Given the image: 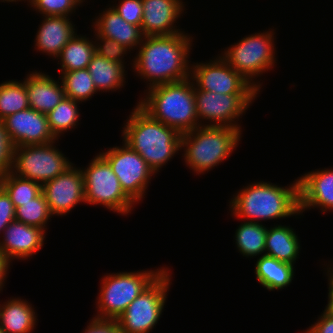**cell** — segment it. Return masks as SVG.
Here are the masks:
<instances>
[{
    "label": "cell",
    "mask_w": 333,
    "mask_h": 333,
    "mask_svg": "<svg viewBox=\"0 0 333 333\" xmlns=\"http://www.w3.org/2000/svg\"><path fill=\"white\" fill-rule=\"evenodd\" d=\"M13 266L7 261L6 257L0 251V294L3 295V291L6 290L8 285L9 274L12 272Z\"/></svg>",
    "instance_id": "obj_41"
},
{
    "label": "cell",
    "mask_w": 333,
    "mask_h": 333,
    "mask_svg": "<svg viewBox=\"0 0 333 333\" xmlns=\"http://www.w3.org/2000/svg\"><path fill=\"white\" fill-rule=\"evenodd\" d=\"M313 318L311 324L300 333H333V316L320 311V314Z\"/></svg>",
    "instance_id": "obj_40"
},
{
    "label": "cell",
    "mask_w": 333,
    "mask_h": 333,
    "mask_svg": "<svg viewBox=\"0 0 333 333\" xmlns=\"http://www.w3.org/2000/svg\"><path fill=\"white\" fill-rule=\"evenodd\" d=\"M254 261V278L267 292H280L293 284L297 278V267L273 257L263 255Z\"/></svg>",
    "instance_id": "obj_25"
},
{
    "label": "cell",
    "mask_w": 333,
    "mask_h": 333,
    "mask_svg": "<svg viewBox=\"0 0 333 333\" xmlns=\"http://www.w3.org/2000/svg\"><path fill=\"white\" fill-rule=\"evenodd\" d=\"M61 141L13 147L11 172L41 185L64 173L75 161L59 148Z\"/></svg>",
    "instance_id": "obj_11"
},
{
    "label": "cell",
    "mask_w": 333,
    "mask_h": 333,
    "mask_svg": "<svg viewBox=\"0 0 333 333\" xmlns=\"http://www.w3.org/2000/svg\"><path fill=\"white\" fill-rule=\"evenodd\" d=\"M15 220V207L7 192L0 186V238L6 227Z\"/></svg>",
    "instance_id": "obj_37"
},
{
    "label": "cell",
    "mask_w": 333,
    "mask_h": 333,
    "mask_svg": "<svg viewBox=\"0 0 333 333\" xmlns=\"http://www.w3.org/2000/svg\"><path fill=\"white\" fill-rule=\"evenodd\" d=\"M108 4L127 23L140 26L143 19L142 0H107Z\"/></svg>",
    "instance_id": "obj_35"
},
{
    "label": "cell",
    "mask_w": 333,
    "mask_h": 333,
    "mask_svg": "<svg viewBox=\"0 0 333 333\" xmlns=\"http://www.w3.org/2000/svg\"><path fill=\"white\" fill-rule=\"evenodd\" d=\"M278 30L277 26L272 25L264 30L262 28L260 31L247 33L244 37L238 36L241 38L216 51L260 94L268 84V73L279 68Z\"/></svg>",
    "instance_id": "obj_4"
},
{
    "label": "cell",
    "mask_w": 333,
    "mask_h": 333,
    "mask_svg": "<svg viewBox=\"0 0 333 333\" xmlns=\"http://www.w3.org/2000/svg\"><path fill=\"white\" fill-rule=\"evenodd\" d=\"M192 60L190 78L199 90L220 94H260L218 53L205 61Z\"/></svg>",
    "instance_id": "obj_13"
},
{
    "label": "cell",
    "mask_w": 333,
    "mask_h": 333,
    "mask_svg": "<svg viewBox=\"0 0 333 333\" xmlns=\"http://www.w3.org/2000/svg\"><path fill=\"white\" fill-rule=\"evenodd\" d=\"M81 106H83L81 103L65 97L46 114L49 128L56 139L63 140L66 134L74 133V131L76 133V129L81 127L80 124H83L81 117H84Z\"/></svg>",
    "instance_id": "obj_28"
},
{
    "label": "cell",
    "mask_w": 333,
    "mask_h": 333,
    "mask_svg": "<svg viewBox=\"0 0 333 333\" xmlns=\"http://www.w3.org/2000/svg\"><path fill=\"white\" fill-rule=\"evenodd\" d=\"M318 261L320 264H318ZM317 264L319 265V269L322 272V278L326 279L327 286V296L325 301H327L325 307L322 308V311L328 315L333 316V267H331L324 259L320 258L317 260ZM324 276V277H323Z\"/></svg>",
    "instance_id": "obj_39"
},
{
    "label": "cell",
    "mask_w": 333,
    "mask_h": 333,
    "mask_svg": "<svg viewBox=\"0 0 333 333\" xmlns=\"http://www.w3.org/2000/svg\"><path fill=\"white\" fill-rule=\"evenodd\" d=\"M226 211L235 219L266 225L281 224L293 218L302 221L298 178L285 184L252 179L230 192ZM270 223V224H269Z\"/></svg>",
    "instance_id": "obj_2"
},
{
    "label": "cell",
    "mask_w": 333,
    "mask_h": 333,
    "mask_svg": "<svg viewBox=\"0 0 333 333\" xmlns=\"http://www.w3.org/2000/svg\"><path fill=\"white\" fill-rule=\"evenodd\" d=\"M13 146L9 140L3 121L0 120V177L12 169Z\"/></svg>",
    "instance_id": "obj_36"
},
{
    "label": "cell",
    "mask_w": 333,
    "mask_h": 333,
    "mask_svg": "<svg viewBox=\"0 0 333 333\" xmlns=\"http://www.w3.org/2000/svg\"><path fill=\"white\" fill-rule=\"evenodd\" d=\"M136 99L137 104L153 119L176 129L180 134L199 126L195 85L191 78L153 86Z\"/></svg>",
    "instance_id": "obj_6"
},
{
    "label": "cell",
    "mask_w": 333,
    "mask_h": 333,
    "mask_svg": "<svg viewBox=\"0 0 333 333\" xmlns=\"http://www.w3.org/2000/svg\"><path fill=\"white\" fill-rule=\"evenodd\" d=\"M29 108L28 94L25 88V78L0 81V120L8 115Z\"/></svg>",
    "instance_id": "obj_31"
},
{
    "label": "cell",
    "mask_w": 333,
    "mask_h": 333,
    "mask_svg": "<svg viewBox=\"0 0 333 333\" xmlns=\"http://www.w3.org/2000/svg\"><path fill=\"white\" fill-rule=\"evenodd\" d=\"M87 69L100 96L104 93L105 96L114 92L123 93L129 85L130 71L122 63L110 61L96 53L92 56Z\"/></svg>",
    "instance_id": "obj_24"
},
{
    "label": "cell",
    "mask_w": 333,
    "mask_h": 333,
    "mask_svg": "<svg viewBox=\"0 0 333 333\" xmlns=\"http://www.w3.org/2000/svg\"><path fill=\"white\" fill-rule=\"evenodd\" d=\"M297 178L300 213L333 214V165L303 172Z\"/></svg>",
    "instance_id": "obj_16"
},
{
    "label": "cell",
    "mask_w": 333,
    "mask_h": 333,
    "mask_svg": "<svg viewBox=\"0 0 333 333\" xmlns=\"http://www.w3.org/2000/svg\"><path fill=\"white\" fill-rule=\"evenodd\" d=\"M94 2L96 0H25L24 7H27L26 9L29 12L31 11V15L34 13L36 17L64 16L76 18L80 16L83 7L85 9L86 7L91 8L90 5L94 6Z\"/></svg>",
    "instance_id": "obj_29"
},
{
    "label": "cell",
    "mask_w": 333,
    "mask_h": 333,
    "mask_svg": "<svg viewBox=\"0 0 333 333\" xmlns=\"http://www.w3.org/2000/svg\"><path fill=\"white\" fill-rule=\"evenodd\" d=\"M244 136L236 128L198 126L181 134L182 165L194 177L210 174L235 155Z\"/></svg>",
    "instance_id": "obj_5"
},
{
    "label": "cell",
    "mask_w": 333,
    "mask_h": 333,
    "mask_svg": "<svg viewBox=\"0 0 333 333\" xmlns=\"http://www.w3.org/2000/svg\"><path fill=\"white\" fill-rule=\"evenodd\" d=\"M49 234L41 228L14 220L3 231L0 251L12 266L16 262H29L46 246Z\"/></svg>",
    "instance_id": "obj_17"
},
{
    "label": "cell",
    "mask_w": 333,
    "mask_h": 333,
    "mask_svg": "<svg viewBox=\"0 0 333 333\" xmlns=\"http://www.w3.org/2000/svg\"><path fill=\"white\" fill-rule=\"evenodd\" d=\"M47 71L32 66L24 74L29 107L43 114H48L66 97L58 75Z\"/></svg>",
    "instance_id": "obj_21"
},
{
    "label": "cell",
    "mask_w": 333,
    "mask_h": 333,
    "mask_svg": "<svg viewBox=\"0 0 333 333\" xmlns=\"http://www.w3.org/2000/svg\"><path fill=\"white\" fill-rule=\"evenodd\" d=\"M0 186L10 196L15 209L21 206V203L29 202L42 192L40 183L16 176L11 171L0 177Z\"/></svg>",
    "instance_id": "obj_33"
},
{
    "label": "cell",
    "mask_w": 333,
    "mask_h": 333,
    "mask_svg": "<svg viewBox=\"0 0 333 333\" xmlns=\"http://www.w3.org/2000/svg\"><path fill=\"white\" fill-rule=\"evenodd\" d=\"M131 108L121 124L120 139L159 176L176 156L181 159V134L153 119L137 102Z\"/></svg>",
    "instance_id": "obj_3"
},
{
    "label": "cell",
    "mask_w": 333,
    "mask_h": 333,
    "mask_svg": "<svg viewBox=\"0 0 333 333\" xmlns=\"http://www.w3.org/2000/svg\"><path fill=\"white\" fill-rule=\"evenodd\" d=\"M153 268L106 271L99 276L98 293L93 300V317L117 320L136 299L168 266ZM95 301V302H94Z\"/></svg>",
    "instance_id": "obj_7"
},
{
    "label": "cell",
    "mask_w": 333,
    "mask_h": 333,
    "mask_svg": "<svg viewBox=\"0 0 333 333\" xmlns=\"http://www.w3.org/2000/svg\"><path fill=\"white\" fill-rule=\"evenodd\" d=\"M31 49L54 63L67 42L79 31L75 18L64 16H38ZM76 21V23H75Z\"/></svg>",
    "instance_id": "obj_18"
},
{
    "label": "cell",
    "mask_w": 333,
    "mask_h": 333,
    "mask_svg": "<svg viewBox=\"0 0 333 333\" xmlns=\"http://www.w3.org/2000/svg\"><path fill=\"white\" fill-rule=\"evenodd\" d=\"M2 121L13 147L43 145L57 140L49 128L47 115L31 107L8 115Z\"/></svg>",
    "instance_id": "obj_19"
},
{
    "label": "cell",
    "mask_w": 333,
    "mask_h": 333,
    "mask_svg": "<svg viewBox=\"0 0 333 333\" xmlns=\"http://www.w3.org/2000/svg\"><path fill=\"white\" fill-rule=\"evenodd\" d=\"M95 53L100 57L122 63L129 71L133 64V53L116 40L108 39L92 31Z\"/></svg>",
    "instance_id": "obj_34"
},
{
    "label": "cell",
    "mask_w": 333,
    "mask_h": 333,
    "mask_svg": "<svg viewBox=\"0 0 333 333\" xmlns=\"http://www.w3.org/2000/svg\"><path fill=\"white\" fill-rule=\"evenodd\" d=\"M80 333H122L116 320L98 319L93 316L88 319Z\"/></svg>",
    "instance_id": "obj_38"
},
{
    "label": "cell",
    "mask_w": 333,
    "mask_h": 333,
    "mask_svg": "<svg viewBox=\"0 0 333 333\" xmlns=\"http://www.w3.org/2000/svg\"><path fill=\"white\" fill-rule=\"evenodd\" d=\"M187 0H142L143 19L141 31L144 36H167L186 31L182 19L189 11Z\"/></svg>",
    "instance_id": "obj_15"
},
{
    "label": "cell",
    "mask_w": 333,
    "mask_h": 333,
    "mask_svg": "<svg viewBox=\"0 0 333 333\" xmlns=\"http://www.w3.org/2000/svg\"><path fill=\"white\" fill-rule=\"evenodd\" d=\"M226 216L239 222L232 236L235 252L249 261L265 255L268 225L235 219L229 212Z\"/></svg>",
    "instance_id": "obj_27"
},
{
    "label": "cell",
    "mask_w": 333,
    "mask_h": 333,
    "mask_svg": "<svg viewBox=\"0 0 333 333\" xmlns=\"http://www.w3.org/2000/svg\"><path fill=\"white\" fill-rule=\"evenodd\" d=\"M42 193L55 218H64L86 204L84 177L79 164H73L64 173L42 185Z\"/></svg>",
    "instance_id": "obj_14"
},
{
    "label": "cell",
    "mask_w": 333,
    "mask_h": 333,
    "mask_svg": "<svg viewBox=\"0 0 333 333\" xmlns=\"http://www.w3.org/2000/svg\"><path fill=\"white\" fill-rule=\"evenodd\" d=\"M331 267H333V257L331 258V257H329V259H328V257H327V259L325 258L324 259Z\"/></svg>",
    "instance_id": "obj_43"
},
{
    "label": "cell",
    "mask_w": 333,
    "mask_h": 333,
    "mask_svg": "<svg viewBox=\"0 0 333 333\" xmlns=\"http://www.w3.org/2000/svg\"><path fill=\"white\" fill-rule=\"evenodd\" d=\"M58 77L62 82L66 97L81 103L83 106L96 95H100L87 68L63 72Z\"/></svg>",
    "instance_id": "obj_30"
},
{
    "label": "cell",
    "mask_w": 333,
    "mask_h": 333,
    "mask_svg": "<svg viewBox=\"0 0 333 333\" xmlns=\"http://www.w3.org/2000/svg\"><path fill=\"white\" fill-rule=\"evenodd\" d=\"M94 54L95 45L92 30L88 26L85 30L84 26V32L79 30L63 47L54 61L56 63L55 66H57L53 72L60 75L63 72L86 69Z\"/></svg>",
    "instance_id": "obj_26"
},
{
    "label": "cell",
    "mask_w": 333,
    "mask_h": 333,
    "mask_svg": "<svg viewBox=\"0 0 333 333\" xmlns=\"http://www.w3.org/2000/svg\"><path fill=\"white\" fill-rule=\"evenodd\" d=\"M198 33L189 30L167 36H144L133 54L131 76L144 90L156 85L175 83L190 78L191 60ZM197 37V38H196Z\"/></svg>",
    "instance_id": "obj_1"
},
{
    "label": "cell",
    "mask_w": 333,
    "mask_h": 333,
    "mask_svg": "<svg viewBox=\"0 0 333 333\" xmlns=\"http://www.w3.org/2000/svg\"><path fill=\"white\" fill-rule=\"evenodd\" d=\"M53 218L55 219L42 192L36 198L27 203H21V206L15 209V220L41 228L47 233Z\"/></svg>",
    "instance_id": "obj_32"
},
{
    "label": "cell",
    "mask_w": 333,
    "mask_h": 333,
    "mask_svg": "<svg viewBox=\"0 0 333 333\" xmlns=\"http://www.w3.org/2000/svg\"><path fill=\"white\" fill-rule=\"evenodd\" d=\"M292 226L284 221L281 224L268 225L265 241V255L279 261L297 266L302 249L301 237ZM298 261V262H297Z\"/></svg>",
    "instance_id": "obj_23"
},
{
    "label": "cell",
    "mask_w": 333,
    "mask_h": 333,
    "mask_svg": "<svg viewBox=\"0 0 333 333\" xmlns=\"http://www.w3.org/2000/svg\"><path fill=\"white\" fill-rule=\"evenodd\" d=\"M87 162L85 166L79 165L84 177L86 206L104 208L122 218L131 217L138 206L122 190L109 163L96 151Z\"/></svg>",
    "instance_id": "obj_8"
},
{
    "label": "cell",
    "mask_w": 333,
    "mask_h": 333,
    "mask_svg": "<svg viewBox=\"0 0 333 333\" xmlns=\"http://www.w3.org/2000/svg\"><path fill=\"white\" fill-rule=\"evenodd\" d=\"M116 144L106 148L103 146L97 152L109 163L125 194L140 206L148 196L152 181L158 176L146 161L126 143L121 142V139L120 143Z\"/></svg>",
    "instance_id": "obj_10"
},
{
    "label": "cell",
    "mask_w": 333,
    "mask_h": 333,
    "mask_svg": "<svg viewBox=\"0 0 333 333\" xmlns=\"http://www.w3.org/2000/svg\"><path fill=\"white\" fill-rule=\"evenodd\" d=\"M102 6V9L99 8L100 10L97 9L93 13V17L91 16L92 14H90L89 18L82 15L86 19L83 21L84 25L89 23L86 26H89L95 34L116 40L134 54L144 38L141 27L124 21L108 3Z\"/></svg>",
    "instance_id": "obj_20"
},
{
    "label": "cell",
    "mask_w": 333,
    "mask_h": 333,
    "mask_svg": "<svg viewBox=\"0 0 333 333\" xmlns=\"http://www.w3.org/2000/svg\"><path fill=\"white\" fill-rule=\"evenodd\" d=\"M168 266L117 318L122 333H151L163 318L176 275Z\"/></svg>",
    "instance_id": "obj_9"
},
{
    "label": "cell",
    "mask_w": 333,
    "mask_h": 333,
    "mask_svg": "<svg viewBox=\"0 0 333 333\" xmlns=\"http://www.w3.org/2000/svg\"><path fill=\"white\" fill-rule=\"evenodd\" d=\"M24 2H25V0H0V5H3V6L4 5L5 6L8 5L10 7H12V6H14V7L16 6L17 7V4H18L19 7H21V6L23 7L24 6ZM2 3H4V4H2ZM19 4L20 5L23 4V5L20 6Z\"/></svg>",
    "instance_id": "obj_42"
},
{
    "label": "cell",
    "mask_w": 333,
    "mask_h": 333,
    "mask_svg": "<svg viewBox=\"0 0 333 333\" xmlns=\"http://www.w3.org/2000/svg\"><path fill=\"white\" fill-rule=\"evenodd\" d=\"M260 97L261 94H220L202 91L195 86L199 126L236 128L244 134V116Z\"/></svg>",
    "instance_id": "obj_12"
},
{
    "label": "cell",
    "mask_w": 333,
    "mask_h": 333,
    "mask_svg": "<svg viewBox=\"0 0 333 333\" xmlns=\"http://www.w3.org/2000/svg\"><path fill=\"white\" fill-rule=\"evenodd\" d=\"M26 297L10 295L0 299V328L5 333H34L39 314L37 306Z\"/></svg>",
    "instance_id": "obj_22"
}]
</instances>
